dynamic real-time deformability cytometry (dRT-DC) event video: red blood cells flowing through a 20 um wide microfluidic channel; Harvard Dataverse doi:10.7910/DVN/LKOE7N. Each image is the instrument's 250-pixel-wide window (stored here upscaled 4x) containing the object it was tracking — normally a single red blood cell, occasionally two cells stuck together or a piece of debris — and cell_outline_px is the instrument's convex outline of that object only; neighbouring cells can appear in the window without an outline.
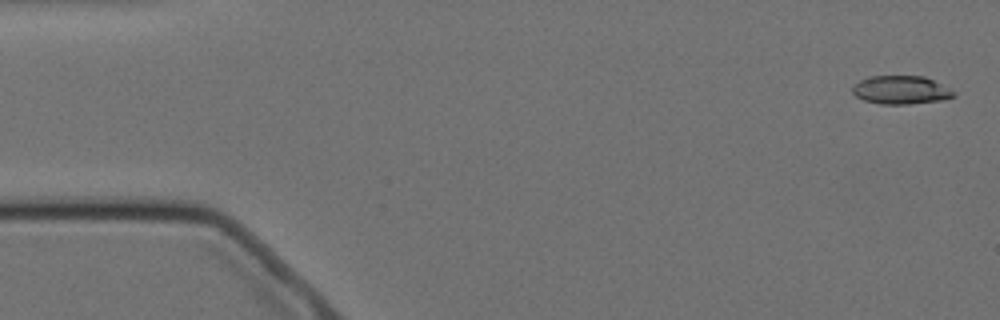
{"species": "Egyptian fruit bat (a non-hibernating species)", "species_latin": "Rousettus aegyptiacus", "temperature_condition": "cold", "stored_images_in_passage": 4, "camera_frame_rate_fps": 3000, "um_per_image_px": 0.085, "animal": {"sex": "female"}, "frame": {"image": 1, "passage_image": 1, "time_ms": 0.0, "image_size_px": [1000, 320], "cell_outline_px": [[956, 96], [944, 100], [908, 104], [880, 104], [864, 100], [856, 96], [852, 92], [852, 88], [860, 80], [868, 76], [924, 76], [956, 92]], "centroid_in_image_um": [76.59, 7.65], "position_along_channel_um": 8.4, "area_um2": 16.7}}
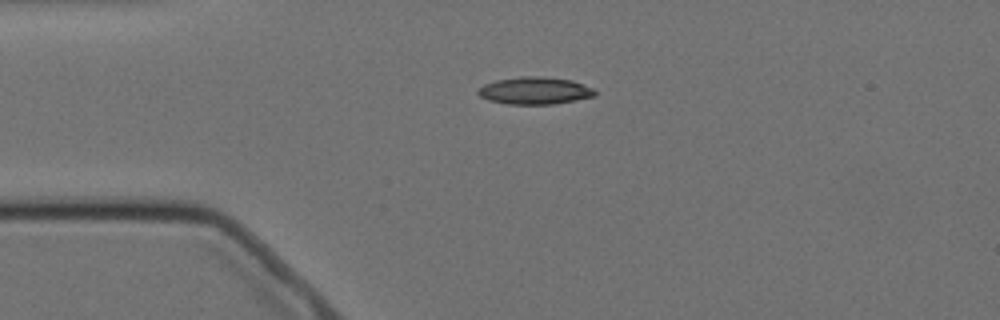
{"frame": {"image": 2, "passage_image": 4, "time_ms": 3.667, "image_size_px": [1000, 320], "cell_outline_px": [[596, 96], [552, 104], [508, 104], [488, 100], [480, 96], [476, 92], [484, 84], [496, 80], [520, 76], [544, 76], [572, 80], [592, 88], [596, 92]], "centroid_in_image_um": [45.44, 7.7], "position_along_channel_um": 39.6, "area_um2": 18.55}}